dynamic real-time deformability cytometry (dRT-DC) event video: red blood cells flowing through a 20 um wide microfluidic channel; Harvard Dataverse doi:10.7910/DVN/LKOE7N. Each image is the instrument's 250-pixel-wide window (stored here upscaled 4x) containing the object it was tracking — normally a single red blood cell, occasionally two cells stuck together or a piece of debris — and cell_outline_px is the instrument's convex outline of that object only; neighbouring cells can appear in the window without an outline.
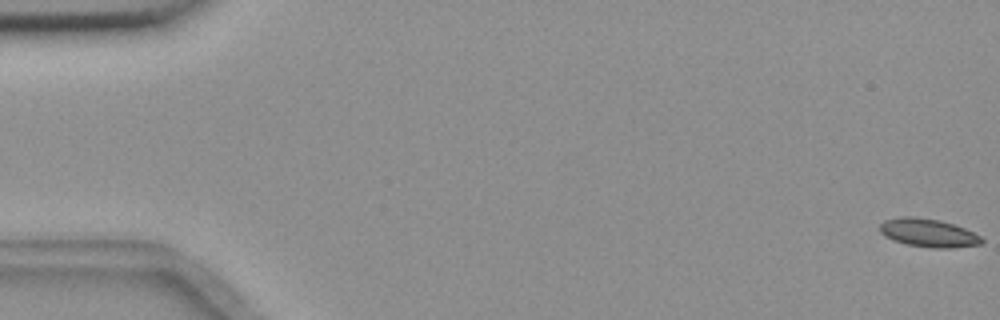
{"species": "common noctule bat (a hibernating species)", "species_latin": "Nyctalus noctula", "temperature_condition": "room temperature", "stored_images_in_passage": 57, "camera_frame_rate_fps": 3000, "um_per_image_px": 0.085, "animal": {"sex": "female", "body_mass_g": 18.4}, "frame": {"image": 1, "passage_image": 1, "time_ms": 0.0, "image_size_px": [1000, 320], "cell_outline_px": [[984, 240], [980, 244], [952, 248], [932, 248], [908, 244], [892, 240], [884, 236], [880, 232], [880, 224], [884, 220], [904, 216], [916, 216], [940, 220], [964, 228], [980, 236]], "centroid_in_image_um": [78.88, 19.79], "position_along_channel_um": 6.1, "area_um2": 16.76}}
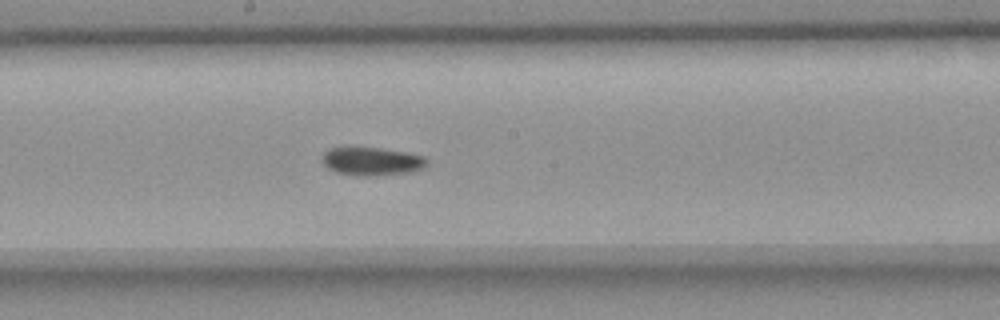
{"frame": {"image": 2, "passage_image": 31, "time_ms": 10.0, "image_size_px": [1000, 320], "cell_outline_px": [[428, 164], [424, 168], [412, 172], [376, 176], [360, 176], [336, 172], [328, 168], [320, 160], [320, 156], [328, 148], [348, 144], [352, 144], [408, 152], [424, 156], [428, 160]], "centroid_in_image_um": [31.55, 13.66], "position_along_channel_um": 216.7, "area_um2": 18.32}}
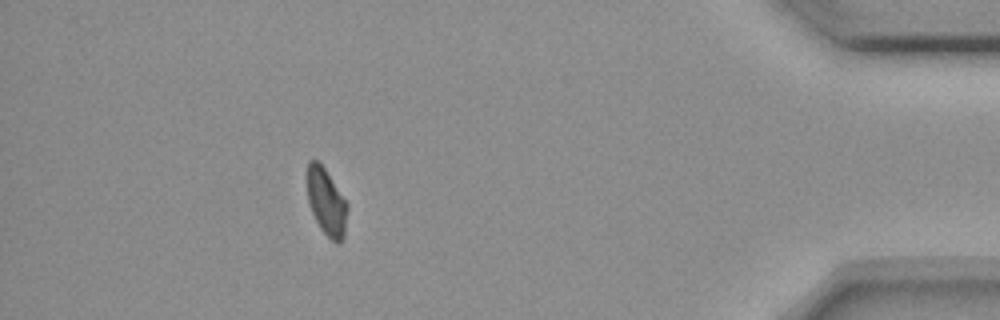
{"frame": {"image": 3, "passage_image": 51, "time_ms": 16.667, "image_size_px": [1000, 320], "cell_outline_px": [[348, 208], [344, 236], [336, 244], [320, 228], [308, 204], [304, 172], [308, 160], [316, 160], [324, 168], [348, 204]], "centroid_in_image_um": [27.68, 17.11], "position_along_channel_um": 407.5, "area_um2": 15.95}, "authors_computed_cell_mechanics": {"area_um2": 16.9354, "velocity_mm_per_s": 3.6386, "shape_relaxation_time_tau1_ms": 5.9221, "shape_relaxation_time_tau2_ms": 8.9653, "deformation_change_tau1": 0.1106, "deformation_change_tau2": 0.1339}}